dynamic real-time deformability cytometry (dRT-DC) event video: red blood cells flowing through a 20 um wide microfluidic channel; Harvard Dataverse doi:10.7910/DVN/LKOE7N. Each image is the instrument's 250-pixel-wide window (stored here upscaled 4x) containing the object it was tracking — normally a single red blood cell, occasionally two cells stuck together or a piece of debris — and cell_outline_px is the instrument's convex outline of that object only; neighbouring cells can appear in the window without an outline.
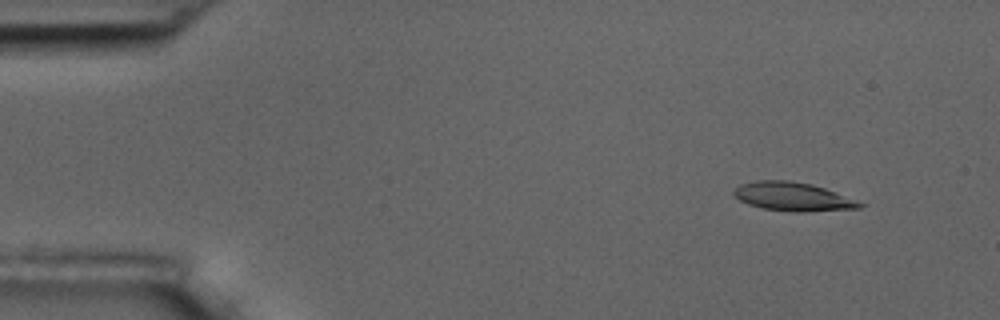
{"species": "common noctule bat (a hibernating species)", "species_latin": "Nyctalus noctula", "temperature_condition": "room temperature", "stored_images_in_passage": 5, "camera_frame_rate_fps": 3000, "um_per_image_px": 0.085, "animal": {"sex": "male", "body_mass_g": 17.5, "forearm_length_mm": 52.3}, "frame": {"image": 1, "passage_image": 2, "time_ms": 1.333, "image_size_px": [1000, 320], "cell_outline_px": [[868, 204], [860, 208], [808, 212], [792, 212], [760, 208], [748, 204], [740, 200], [732, 192], [740, 184], [756, 180], [788, 180], [812, 184], [824, 188]], "centroid_in_image_um": [67.42, 16.72], "position_along_channel_um": 17.6, "area_um2": 21.21}}